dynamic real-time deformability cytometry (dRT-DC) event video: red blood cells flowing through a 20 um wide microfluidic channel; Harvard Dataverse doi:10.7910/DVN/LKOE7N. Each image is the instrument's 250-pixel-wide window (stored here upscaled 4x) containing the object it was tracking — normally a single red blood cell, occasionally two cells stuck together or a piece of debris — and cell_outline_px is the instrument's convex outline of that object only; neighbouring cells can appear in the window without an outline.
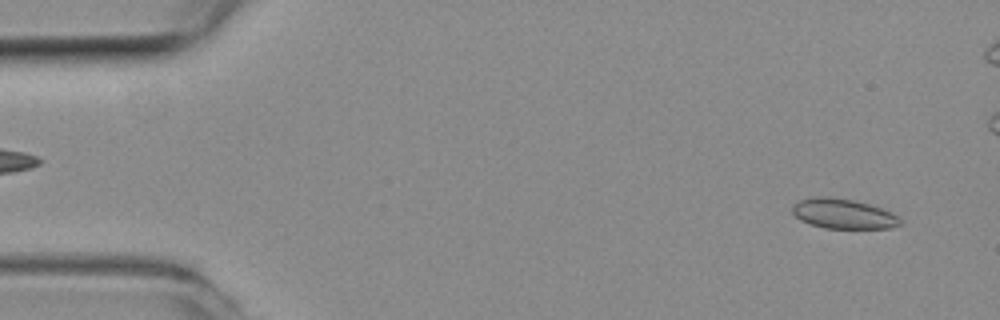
{"species": "common noctule bat (a hibernating species)", "species_latin": "Nyctalus noctula", "temperature_condition": "room temperature", "stored_images_in_passage": 52, "camera_frame_rate_fps": 3000, "um_per_image_px": 0.085, "animal": {"sex": "female", "body_mass_g": 19.3, "forearm_length_mm": 54.1}, "frame": {"image": 1, "passage_image": 3, "time_ms": 0.667, "image_size_px": [1000, 320], "cell_outline_px": [[904, 220], [900, 224], [888, 228], [824, 228], [800, 220], [792, 212], [792, 204], [800, 200], [812, 196], [828, 196], [852, 200], [868, 204], [880, 208]], "centroid_in_image_um": [71.62, 18.16], "position_along_channel_um": 13.4, "area_um2": 18.61}}
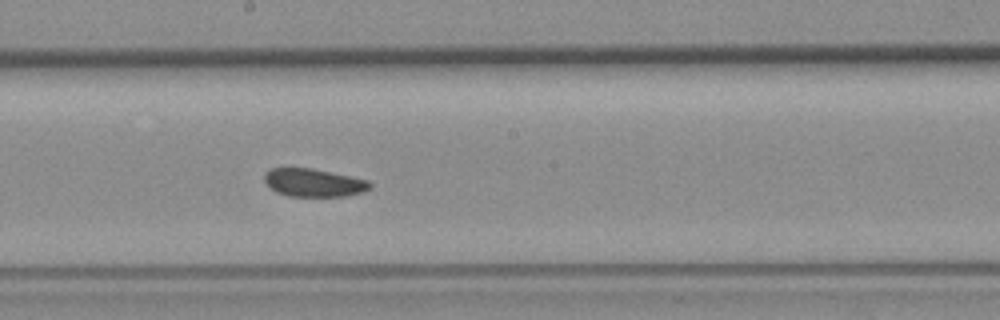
{"frame": {"image": 2, "passage_image": 27, "time_ms": 8.667, "image_size_px": [1000, 320], "cell_outline_px": [[372, 188], [364, 192], [348, 196], [288, 196], [276, 192], [264, 180], [264, 172], [272, 168], [312, 168], [368, 180], [372, 184]], "centroid_in_image_um": [26.69, 15.53], "position_along_channel_um": 221.5, "area_um2": 17.28}}
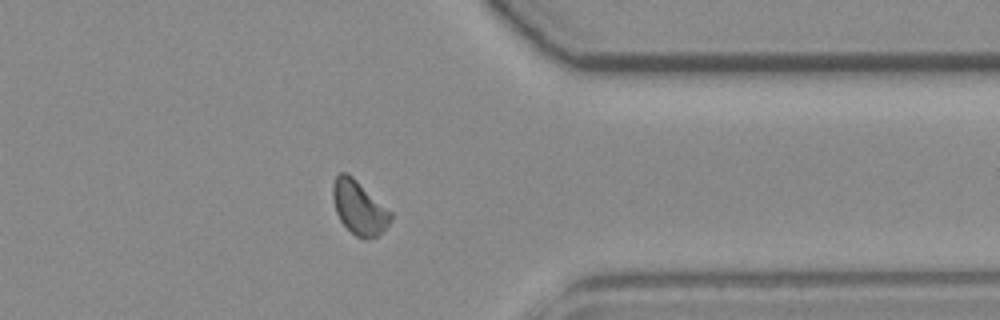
{"frame": {"image": 3, "passage_image": 40, "time_ms": 13.0, "image_size_px": [1000, 320], "cell_outline_px": [[392, 220], [376, 236], [364, 240], [356, 236], [340, 220], [336, 212], [332, 196], [332, 184], [336, 176], [340, 172], [348, 172], [392, 212]], "centroid_in_image_um": [30.51, 17.62], "position_along_channel_um": 380.9, "area_um2": 18.03}}